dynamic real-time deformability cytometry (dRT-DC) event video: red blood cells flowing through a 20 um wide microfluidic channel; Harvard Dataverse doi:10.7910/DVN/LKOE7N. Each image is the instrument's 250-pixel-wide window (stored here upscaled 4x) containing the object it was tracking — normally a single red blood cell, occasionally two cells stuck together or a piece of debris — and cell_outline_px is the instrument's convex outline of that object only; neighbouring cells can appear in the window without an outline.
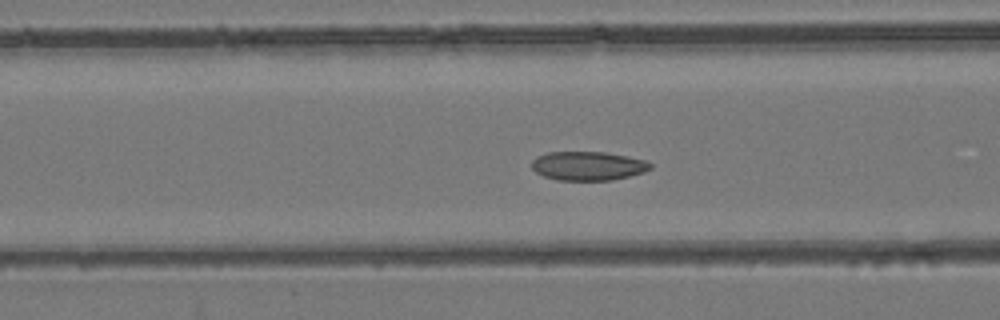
{"species": "common noctule bat (a hibernating species)", "species_latin": "Nyctalus noctula", "temperature_condition": "room temperature", "stored_images_in_passage": 55, "camera_frame_rate_fps": 3000, "um_per_image_px": 0.085, "animal": {"sex": "female", "body_mass_g": 24.6, "forearm_length_mm": 56.2}, "frame": {"image": 1, "passage_image": 22, "time_ms": 7.0, "image_size_px": [1000, 320], "cell_outline_px": [[652, 168], [644, 172], [612, 180], [556, 180], [544, 176], [536, 172], [532, 168], [532, 160], [536, 156], [548, 152], [604, 152], [628, 156], [644, 160], [652, 164]], "centroid_in_image_um": [49.97, 14.1], "position_along_channel_um": 116.6, "area_um2": 20.0}}
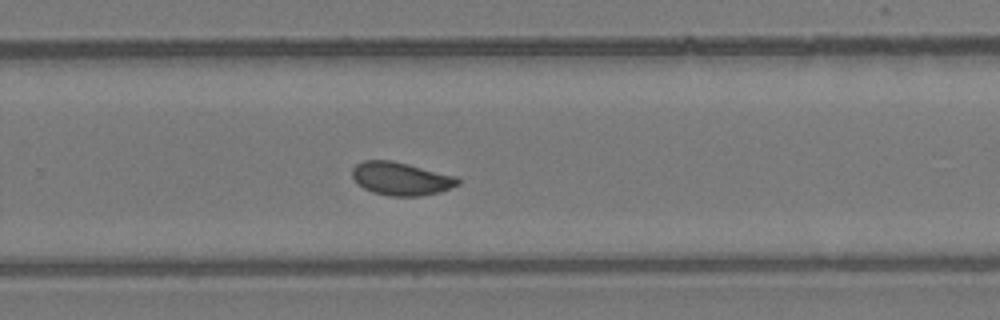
{"frame": {"image": 2, "passage_image": 36, "time_ms": 11.667, "image_size_px": [1000, 320], "cell_outline_px": [[460, 184], [440, 192], [420, 196], [388, 196], [372, 192], [364, 188], [352, 176], [352, 168], [356, 164], [364, 160], [392, 160], [456, 176], [460, 180]], "centroid_in_image_um": [34.09, 15.19], "position_along_channel_um": 295.7, "area_um2": 20.35}}
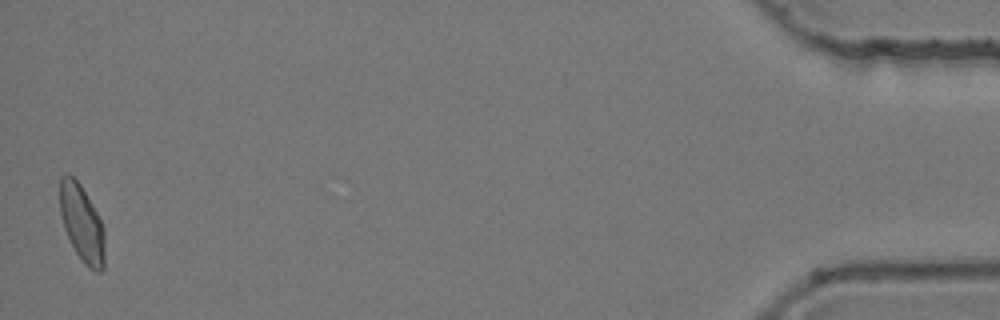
{"frame": {"image": 3, "passage_image": 54, "time_ms": 17.667, "image_size_px": [1000, 320], "cell_outline_px": [[104, 268], [100, 272], [96, 272], [88, 268], [84, 264], [76, 252], [64, 228], [60, 212], [60, 176], [64, 172], [68, 172], [80, 184], [96, 212], [104, 228]], "centroid_in_image_um": [6.95, 18.98], "position_along_channel_um": 428.2, "area_um2": 20.0}, "authors_computed_cell_mechanics": {"area_um2": 20.2878, "velocity_mm_per_s": 3.8535, "shape_relaxation_time_tau1_ms": null, "shape_relaxation_time_tau2_ms": 2.2081, "deformation_change_tau1": null, "deformation_change_tau2": 0.0673}}